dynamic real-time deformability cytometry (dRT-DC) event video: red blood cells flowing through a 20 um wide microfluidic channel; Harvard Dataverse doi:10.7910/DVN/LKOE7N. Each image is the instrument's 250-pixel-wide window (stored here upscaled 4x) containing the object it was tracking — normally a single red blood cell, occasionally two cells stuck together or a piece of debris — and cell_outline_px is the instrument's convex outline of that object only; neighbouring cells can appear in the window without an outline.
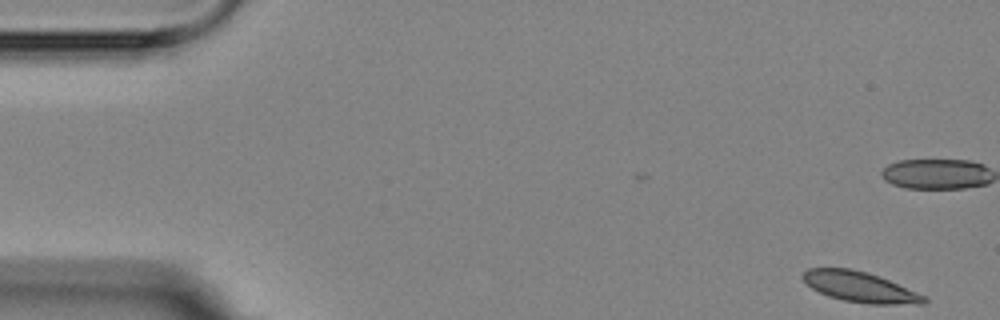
{"species": "Egyptian fruit bat (a non-hibernating species)", "species_latin": "Rousettus aegyptiacus", "temperature_condition": "room temperature", "stored_images_in_passage": 5, "segment_of_instrument_passage": [2, 2], "camera_frame_rate_fps": 3000, "um_per_image_px": 0.085, "animal": {"sex": "female"}, "frame": {"image": 1, "passage_image": 5, "time_ms": 6.0, "image_size_px": [1000, 320], "cell_outline_px": [[928, 300], [924, 304], [868, 304], [844, 300], [828, 296], [812, 288], [800, 276], [808, 268], [848, 268], [868, 272], [888, 280], [916, 292], [924, 296]], "centroid_in_image_um": [73.08, 24.39], "position_along_channel_um": 11.9, "area_um2": 21.21}}